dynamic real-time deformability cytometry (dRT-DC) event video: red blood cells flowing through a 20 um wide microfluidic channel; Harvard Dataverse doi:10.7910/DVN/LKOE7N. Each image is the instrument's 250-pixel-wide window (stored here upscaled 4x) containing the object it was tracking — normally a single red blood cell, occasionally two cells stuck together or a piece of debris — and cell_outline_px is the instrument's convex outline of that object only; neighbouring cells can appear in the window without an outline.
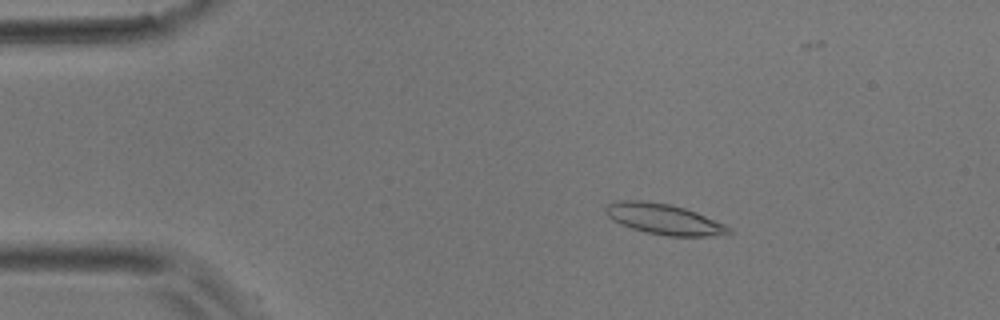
{"species": "common noctule bat (a hibernating species)", "species_latin": "Nyctalus noctula", "temperature_condition": "room temperature", "stored_images_in_passage": 4, "camera_frame_rate_fps": 3000, "um_per_image_px": 0.085, "animal": {"sex": "male", "body_mass_g": 17.9}, "frame": {"image": 1, "passage_image": 2, "time_ms": 0.333, "image_size_px": [1000, 320], "cell_outline_px": [[736, 232], [712, 236], [668, 236], [648, 232], [632, 228], [612, 220], [604, 212], [604, 208], [608, 204], [624, 200], [640, 200], [668, 204], [684, 208], [696, 212], [724, 224], [732, 228]], "centroid_in_image_um": [56.46, 18.63], "position_along_channel_um": 28.5, "area_um2": 21.73}}
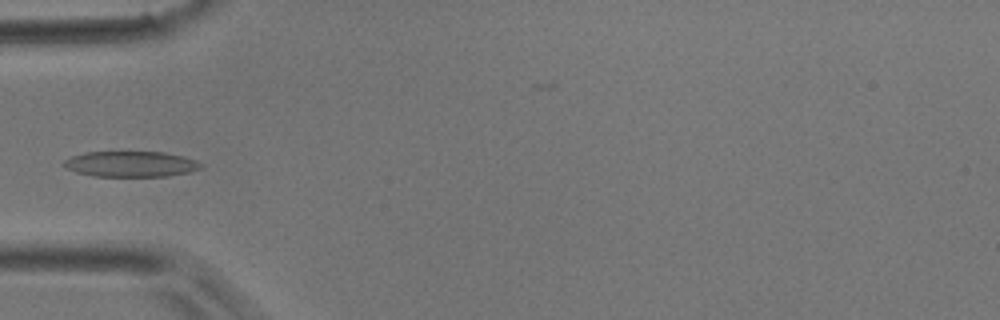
{"frame": {"image": 2, "passage_image": 4, "time_ms": 1.0, "image_size_px": [1000, 320], "cell_outline_px": [[204, 168], [192, 172], [168, 176], [92, 176], [76, 172], [68, 168], [64, 164], [64, 160], [72, 156], [84, 152], [164, 152], [184, 156], [196, 160], [204, 164]], "centroid_in_image_um": [11.21, 13.94], "position_along_channel_um": 73.8, "area_um2": 20.63}}